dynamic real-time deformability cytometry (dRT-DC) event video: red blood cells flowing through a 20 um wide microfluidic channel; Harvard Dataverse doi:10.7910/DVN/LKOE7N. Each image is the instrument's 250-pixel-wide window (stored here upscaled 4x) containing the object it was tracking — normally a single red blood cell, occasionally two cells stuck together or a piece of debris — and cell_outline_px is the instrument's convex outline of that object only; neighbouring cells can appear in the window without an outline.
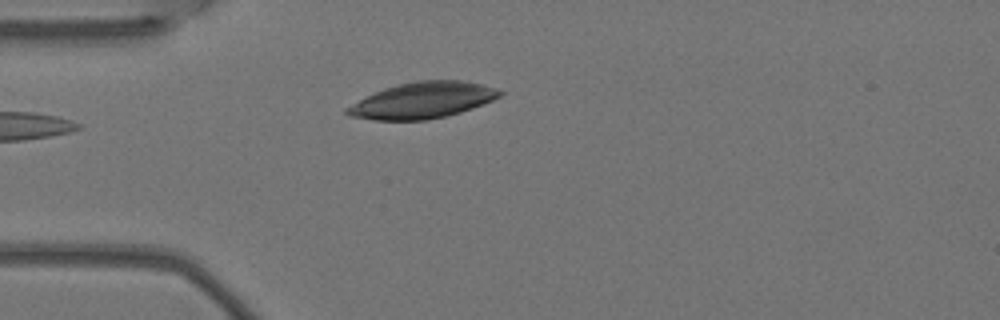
{"species": "Egyptian fruit bat (a non-hibernating species)", "species_latin": "Rousettus aegyptiacus", "temperature_condition": "warm", "stored_images_in_passage": 2, "camera_frame_rate_fps": 3000, "um_per_image_px": 0.085, "animal": {"sex": "female"}, "frame": {"image": 1, "passage_image": 2, "time_ms": 0.333, "image_size_px": [1000, 320], "cell_outline_px": [[504, 92], [500, 96], [484, 104], [460, 112], [428, 120], [372, 120], [352, 116], [344, 112], [344, 108], [384, 88], [396, 84], [416, 80], [464, 80], [484, 84], [496, 88]], "centroid_in_image_um": [35.94, 8.51], "position_along_channel_um": 49.1, "area_um2": 32.14}}